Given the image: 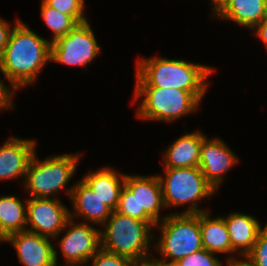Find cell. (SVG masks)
<instances>
[{"instance_id": "cell-1", "label": "cell", "mask_w": 267, "mask_h": 266, "mask_svg": "<svg viewBox=\"0 0 267 266\" xmlns=\"http://www.w3.org/2000/svg\"><path fill=\"white\" fill-rule=\"evenodd\" d=\"M15 22L0 54V71L12 87L20 90L33 85L50 62L51 41L36 34L22 20Z\"/></svg>"}, {"instance_id": "cell-2", "label": "cell", "mask_w": 267, "mask_h": 266, "mask_svg": "<svg viewBox=\"0 0 267 266\" xmlns=\"http://www.w3.org/2000/svg\"><path fill=\"white\" fill-rule=\"evenodd\" d=\"M136 87L175 88L189 91L199 102L208 89L206 80L213 68L181 59L166 57L139 58Z\"/></svg>"}, {"instance_id": "cell-3", "label": "cell", "mask_w": 267, "mask_h": 266, "mask_svg": "<svg viewBox=\"0 0 267 266\" xmlns=\"http://www.w3.org/2000/svg\"><path fill=\"white\" fill-rule=\"evenodd\" d=\"M156 221H142L113 211L100 230L101 248L135 261L153 258L149 254L154 239L151 232Z\"/></svg>"}, {"instance_id": "cell-4", "label": "cell", "mask_w": 267, "mask_h": 266, "mask_svg": "<svg viewBox=\"0 0 267 266\" xmlns=\"http://www.w3.org/2000/svg\"><path fill=\"white\" fill-rule=\"evenodd\" d=\"M155 226L160 229L161 235L154 247L163 259H153L162 266H173L184 257L203 249L199 214L173 212Z\"/></svg>"}, {"instance_id": "cell-5", "label": "cell", "mask_w": 267, "mask_h": 266, "mask_svg": "<svg viewBox=\"0 0 267 266\" xmlns=\"http://www.w3.org/2000/svg\"><path fill=\"white\" fill-rule=\"evenodd\" d=\"M36 155L29 162L24 182L21 183L25 191L32 198H58L57 194L64 189L70 198L74 184L68 186V183L77 170L81 154L51 155L42 161Z\"/></svg>"}, {"instance_id": "cell-6", "label": "cell", "mask_w": 267, "mask_h": 266, "mask_svg": "<svg viewBox=\"0 0 267 266\" xmlns=\"http://www.w3.org/2000/svg\"><path fill=\"white\" fill-rule=\"evenodd\" d=\"M162 186L165 208L191 204L181 213L199 214L209 210L198 207V202L217 192L206 180L199 167L164 168L158 175Z\"/></svg>"}, {"instance_id": "cell-7", "label": "cell", "mask_w": 267, "mask_h": 266, "mask_svg": "<svg viewBox=\"0 0 267 266\" xmlns=\"http://www.w3.org/2000/svg\"><path fill=\"white\" fill-rule=\"evenodd\" d=\"M133 96V101L140 98L137 118L149 121L170 123L195 113L201 104L189 91L175 88L135 87Z\"/></svg>"}, {"instance_id": "cell-8", "label": "cell", "mask_w": 267, "mask_h": 266, "mask_svg": "<svg viewBox=\"0 0 267 266\" xmlns=\"http://www.w3.org/2000/svg\"><path fill=\"white\" fill-rule=\"evenodd\" d=\"M165 208L158 175H127L120 193L116 212L142 221H162Z\"/></svg>"}, {"instance_id": "cell-9", "label": "cell", "mask_w": 267, "mask_h": 266, "mask_svg": "<svg viewBox=\"0 0 267 266\" xmlns=\"http://www.w3.org/2000/svg\"><path fill=\"white\" fill-rule=\"evenodd\" d=\"M100 49L87 21L78 24L66 36L51 42L50 61L85 68L100 54Z\"/></svg>"}, {"instance_id": "cell-10", "label": "cell", "mask_w": 267, "mask_h": 266, "mask_svg": "<svg viewBox=\"0 0 267 266\" xmlns=\"http://www.w3.org/2000/svg\"><path fill=\"white\" fill-rule=\"evenodd\" d=\"M98 230L89 223H76L74 218L67 221L61 232L62 234L66 231L63 237L58 234L54 238L55 241L58 237L61 238L57 245L59 244L66 261L65 266H84L89 263V260L101 248L100 230Z\"/></svg>"}, {"instance_id": "cell-11", "label": "cell", "mask_w": 267, "mask_h": 266, "mask_svg": "<svg viewBox=\"0 0 267 266\" xmlns=\"http://www.w3.org/2000/svg\"><path fill=\"white\" fill-rule=\"evenodd\" d=\"M26 204L27 231L54 239L70 219V209L58 198L29 197Z\"/></svg>"}, {"instance_id": "cell-12", "label": "cell", "mask_w": 267, "mask_h": 266, "mask_svg": "<svg viewBox=\"0 0 267 266\" xmlns=\"http://www.w3.org/2000/svg\"><path fill=\"white\" fill-rule=\"evenodd\" d=\"M53 240L25 230L10 234L2 242L11 243L24 266H58V251L51 243Z\"/></svg>"}, {"instance_id": "cell-13", "label": "cell", "mask_w": 267, "mask_h": 266, "mask_svg": "<svg viewBox=\"0 0 267 266\" xmlns=\"http://www.w3.org/2000/svg\"><path fill=\"white\" fill-rule=\"evenodd\" d=\"M220 138H205L200 148L199 168L206 180L217 191L226 172L238 163V157Z\"/></svg>"}, {"instance_id": "cell-14", "label": "cell", "mask_w": 267, "mask_h": 266, "mask_svg": "<svg viewBox=\"0 0 267 266\" xmlns=\"http://www.w3.org/2000/svg\"><path fill=\"white\" fill-rule=\"evenodd\" d=\"M36 146L35 140L15 136L8 138L0 146V181L22 178L24 182Z\"/></svg>"}, {"instance_id": "cell-15", "label": "cell", "mask_w": 267, "mask_h": 266, "mask_svg": "<svg viewBox=\"0 0 267 266\" xmlns=\"http://www.w3.org/2000/svg\"><path fill=\"white\" fill-rule=\"evenodd\" d=\"M74 183L73 190L70 195L72 212L70 218H83L84 222L99 224L102 226L111 216L113 210L108 207L102 200L93 192V190L82 180Z\"/></svg>"}, {"instance_id": "cell-16", "label": "cell", "mask_w": 267, "mask_h": 266, "mask_svg": "<svg viewBox=\"0 0 267 266\" xmlns=\"http://www.w3.org/2000/svg\"><path fill=\"white\" fill-rule=\"evenodd\" d=\"M228 228L232 250L245 258L253 249L259 233L263 229L259 221L241 212L223 216Z\"/></svg>"}, {"instance_id": "cell-17", "label": "cell", "mask_w": 267, "mask_h": 266, "mask_svg": "<svg viewBox=\"0 0 267 266\" xmlns=\"http://www.w3.org/2000/svg\"><path fill=\"white\" fill-rule=\"evenodd\" d=\"M267 15V0H226L212 17L252 30Z\"/></svg>"}, {"instance_id": "cell-18", "label": "cell", "mask_w": 267, "mask_h": 266, "mask_svg": "<svg viewBox=\"0 0 267 266\" xmlns=\"http://www.w3.org/2000/svg\"><path fill=\"white\" fill-rule=\"evenodd\" d=\"M205 138L201 131H194L172 142L163 155L164 168L199 167L200 148Z\"/></svg>"}, {"instance_id": "cell-19", "label": "cell", "mask_w": 267, "mask_h": 266, "mask_svg": "<svg viewBox=\"0 0 267 266\" xmlns=\"http://www.w3.org/2000/svg\"><path fill=\"white\" fill-rule=\"evenodd\" d=\"M125 177L126 174L119 173L117 170L106 166L97 171L86 173L82 180L103 203L115 211L125 183Z\"/></svg>"}, {"instance_id": "cell-20", "label": "cell", "mask_w": 267, "mask_h": 266, "mask_svg": "<svg viewBox=\"0 0 267 266\" xmlns=\"http://www.w3.org/2000/svg\"><path fill=\"white\" fill-rule=\"evenodd\" d=\"M210 212L199 213V226L202 237L203 248L212 253L232 254L227 259L226 265L237 260L233 257L235 252L231 247V240L224 217H214L211 219Z\"/></svg>"}, {"instance_id": "cell-21", "label": "cell", "mask_w": 267, "mask_h": 266, "mask_svg": "<svg viewBox=\"0 0 267 266\" xmlns=\"http://www.w3.org/2000/svg\"><path fill=\"white\" fill-rule=\"evenodd\" d=\"M26 202L14 195H0V242L10 234L25 231Z\"/></svg>"}, {"instance_id": "cell-22", "label": "cell", "mask_w": 267, "mask_h": 266, "mask_svg": "<svg viewBox=\"0 0 267 266\" xmlns=\"http://www.w3.org/2000/svg\"><path fill=\"white\" fill-rule=\"evenodd\" d=\"M40 10V15L45 25L52 30L53 37L51 42L66 36L79 24L71 15L61 13L49 7L43 0H41Z\"/></svg>"}, {"instance_id": "cell-23", "label": "cell", "mask_w": 267, "mask_h": 266, "mask_svg": "<svg viewBox=\"0 0 267 266\" xmlns=\"http://www.w3.org/2000/svg\"><path fill=\"white\" fill-rule=\"evenodd\" d=\"M49 7L57 11L71 15L79 24L87 22L85 12V0H43Z\"/></svg>"}, {"instance_id": "cell-24", "label": "cell", "mask_w": 267, "mask_h": 266, "mask_svg": "<svg viewBox=\"0 0 267 266\" xmlns=\"http://www.w3.org/2000/svg\"><path fill=\"white\" fill-rule=\"evenodd\" d=\"M244 259L252 266H267V224L259 233L252 251Z\"/></svg>"}, {"instance_id": "cell-25", "label": "cell", "mask_w": 267, "mask_h": 266, "mask_svg": "<svg viewBox=\"0 0 267 266\" xmlns=\"http://www.w3.org/2000/svg\"><path fill=\"white\" fill-rule=\"evenodd\" d=\"M214 255L216 254L203 248L202 250L184 257L173 266H222L220 259Z\"/></svg>"}, {"instance_id": "cell-26", "label": "cell", "mask_w": 267, "mask_h": 266, "mask_svg": "<svg viewBox=\"0 0 267 266\" xmlns=\"http://www.w3.org/2000/svg\"><path fill=\"white\" fill-rule=\"evenodd\" d=\"M91 266H131L134 261L126 256L108 252L102 248L89 260ZM84 266H90L85 264Z\"/></svg>"}, {"instance_id": "cell-27", "label": "cell", "mask_w": 267, "mask_h": 266, "mask_svg": "<svg viewBox=\"0 0 267 266\" xmlns=\"http://www.w3.org/2000/svg\"><path fill=\"white\" fill-rule=\"evenodd\" d=\"M16 89L11 85L6 86L5 82L0 80V110H10L14 108L13 94H16Z\"/></svg>"}, {"instance_id": "cell-28", "label": "cell", "mask_w": 267, "mask_h": 266, "mask_svg": "<svg viewBox=\"0 0 267 266\" xmlns=\"http://www.w3.org/2000/svg\"><path fill=\"white\" fill-rule=\"evenodd\" d=\"M10 25L8 21L0 17V54L5 49L11 30L13 29Z\"/></svg>"}, {"instance_id": "cell-29", "label": "cell", "mask_w": 267, "mask_h": 266, "mask_svg": "<svg viewBox=\"0 0 267 266\" xmlns=\"http://www.w3.org/2000/svg\"><path fill=\"white\" fill-rule=\"evenodd\" d=\"M251 31L260 38V41L262 40L264 46L267 48V15Z\"/></svg>"}, {"instance_id": "cell-30", "label": "cell", "mask_w": 267, "mask_h": 266, "mask_svg": "<svg viewBox=\"0 0 267 266\" xmlns=\"http://www.w3.org/2000/svg\"><path fill=\"white\" fill-rule=\"evenodd\" d=\"M131 266H162L159 262L155 261L153 258L145 261H135Z\"/></svg>"}, {"instance_id": "cell-31", "label": "cell", "mask_w": 267, "mask_h": 266, "mask_svg": "<svg viewBox=\"0 0 267 266\" xmlns=\"http://www.w3.org/2000/svg\"><path fill=\"white\" fill-rule=\"evenodd\" d=\"M228 266H252V265L248 263L245 259L238 258V260L230 262Z\"/></svg>"}, {"instance_id": "cell-32", "label": "cell", "mask_w": 267, "mask_h": 266, "mask_svg": "<svg viewBox=\"0 0 267 266\" xmlns=\"http://www.w3.org/2000/svg\"><path fill=\"white\" fill-rule=\"evenodd\" d=\"M226 0H210L213 8L212 10V14L225 2Z\"/></svg>"}]
</instances>
